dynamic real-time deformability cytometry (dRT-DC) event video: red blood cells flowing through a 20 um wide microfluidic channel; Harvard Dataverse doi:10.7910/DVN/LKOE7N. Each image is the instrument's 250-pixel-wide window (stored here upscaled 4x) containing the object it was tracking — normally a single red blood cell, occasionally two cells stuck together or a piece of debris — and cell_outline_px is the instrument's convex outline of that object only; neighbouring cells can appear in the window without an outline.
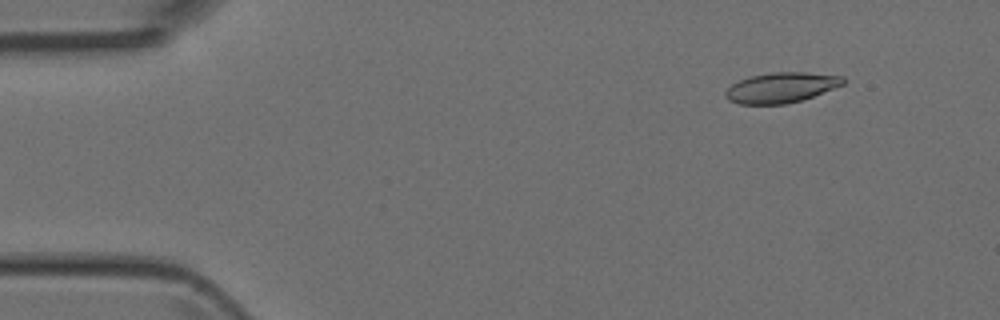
{"species": "Egyptian fruit bat (a non-hibernating species)", "species_latin": "Rousettus aegyptiacus", "temperature_condition": "room temperature", "stored_images_in_passage": 48, "camera_frame_rate_fps": 3000, "um_per_image_px": 0.085, "animal": {"sex": "female"}, "frame": {"image": 1, "passage_image": 5, "time_ms": 1.333, "image_size_px": [1000, 320], "cell_outline_px": [[844, 84], [812, 96], [800, 100], [784, 104], [740, 104], [728, 100], [724, 96], [724, 92], [732, 84], [740, 80], [752, 76], [772, 72], [804, 72], [844, 76]], "centroid_in_image_um": [66.37, 7.44], "position_along_channel_um": 18.6, "area_um2": 20.52}}
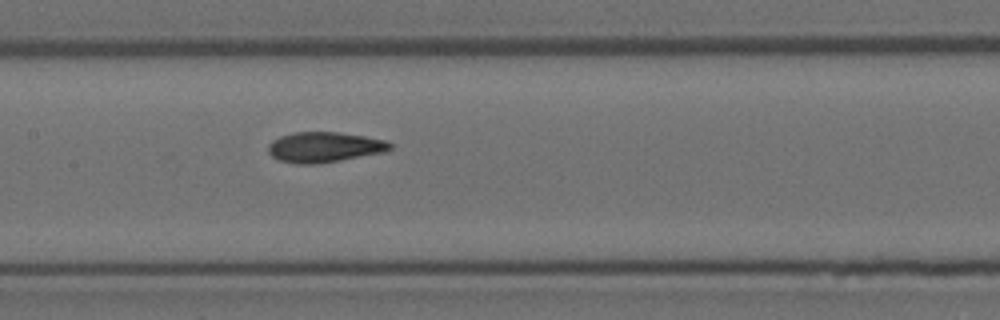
{"frame": {"image": 2, "passage_image": 23, "time_ms": 7.333, "image_size_px": [1000, 320], "cell_outline_px": [[392, 148], [384, 152], [340, 160], [316, 164], [296, 164], [280, 160], [272, 156], [268, 152], [268, 144], [272, 140], [280, 136], [296, 132], [336, 132], [364, 136], [384, 140], [392, 144]], "centroid_in_image_um": [27.54, 12.51], "position_along_channel_um": 179.9, "area_um2": 21.39}}
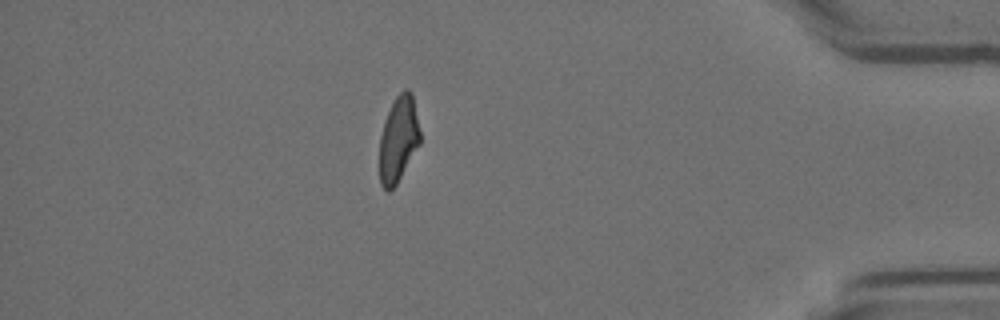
{"frame": {"image": 3, "passage_image": 42, "time_ms": 13.667, "image_size_px": [1000, 320], "cell_outline_px": [[420, 144], [396, 184], [388, 192], [380, 184], [380, 136], [388, 112], [396, 96], [404, 88], [408, 88], [412, 92], [420, 132]], "centroid_in_image_um": [33.88, 11.81], "position_along_channel_um": 401.3, "area_um2": 20.06}}